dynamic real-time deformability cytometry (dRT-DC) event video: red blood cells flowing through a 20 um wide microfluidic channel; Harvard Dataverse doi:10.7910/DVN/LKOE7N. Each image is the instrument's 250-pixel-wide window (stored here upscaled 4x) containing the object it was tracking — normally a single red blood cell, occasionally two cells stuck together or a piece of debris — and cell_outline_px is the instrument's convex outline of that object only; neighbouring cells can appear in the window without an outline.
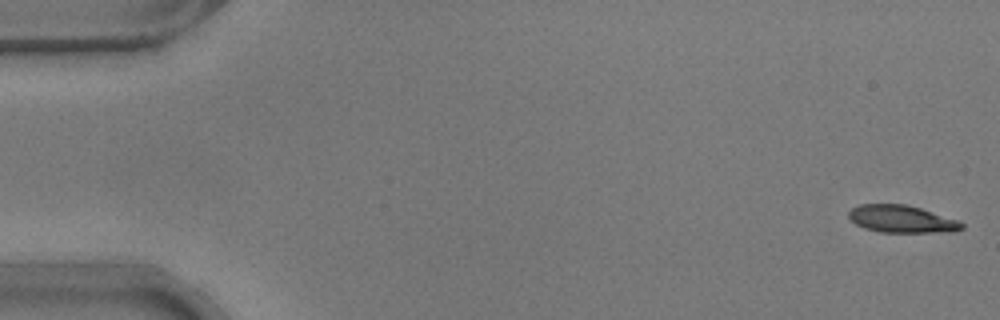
{"species": "common noctule bat (a hibernating species)", "species_latin": "Nyctalus noctula", "temperature_condition": "warm", "stored_images_in_passage": 53, "camera_frame_rate_fps": 3000, "um_per_image_px": 0.085, "animal": {"sex": "male", "body_mass_g": 17.9}, "frame": {"image": 1, "passage_image": 1, "time_ms": 0.0, "image_size_px": [1000, 320], "cell_outline_px": [[964, 228], [956, 232], [880, 232], [864, 228], [856, 224], [848, 216], [848, 212], [852, 208], [860, 204], [904, 204], [920, 208], [960, 220], [964, 224]], "centroid_in_image_um": [76.69, 18.62], "position_along_channel_um": 8.3, "area_um2": 18.15}}
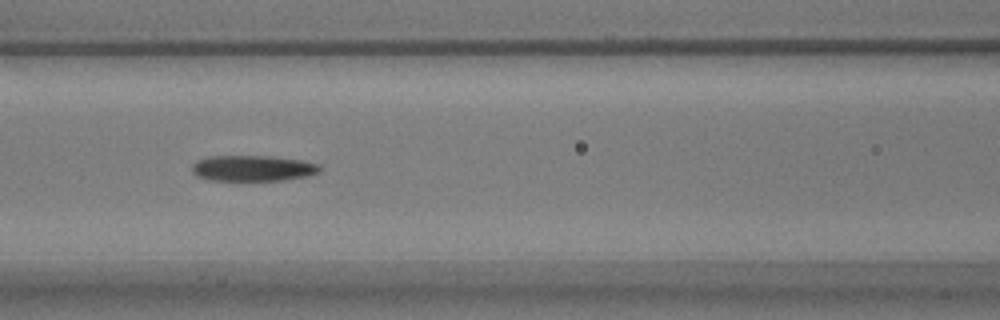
{"frame": {"image": 2, "passage_image": 23, "time_ms": 7.333, "image_size_px": [1000, 320], "cell_outline_px": [[320, 172], [308, 176], [284, 180], [208, 180], [196, 176], [192, 172], [192, 164], [196, 160], [208, 156], [268, 156], [300, 160], [320, 164]], "centroid_in_image_um": [21.46, 14.3], "position_along_channel_um": 145.1, "area_um2": 19.31}}
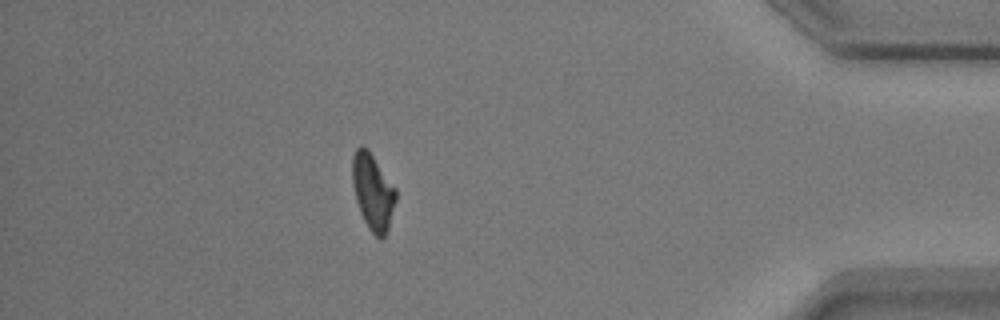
{"frame": {"image": 3, "passage_image": 47, "time_ms": 15.333, "image_size_px": [1000, 320], "cell_outline_px": [[396, 200], [388, 228], [384, 236], [380, 240], [368, 228], [360, 212], [356, 200], [352, 184], [352, 156], [356, 148], [360, 144], [368, 148], [396, 188]], "centroid_in_image_um": [31.68, 16.26], "position_along_channel_um": 403.5, "area_um2": 19.42}, "authors_computed_cell_mechanics": {"area_um2": 19.1896, "velocity_mm_per_s": 3.7704, "shape_relaxation_time_tau1_ms": 7.1752, "shape_relaxation_time_tau2_ms": 4.9469, "deformation_change_tau1": 0.2057, "deformation_change_tau2": 0.1359}}